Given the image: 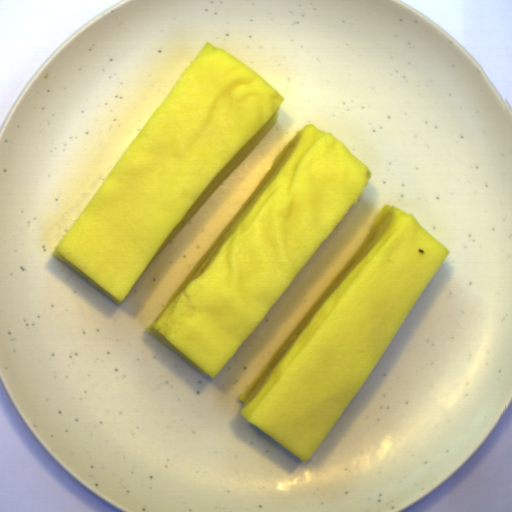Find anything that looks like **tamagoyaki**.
<instances>
[{"instance_id": "81b7327e", "label": "tamagoyaki", "mask_w": 512, "mask_h": 512, "mask_svg": "<svg viewBox=\"0 0 512 512\" xmlns=\"http://www.w3.org/2000/svg\"><path fill=\"white\" fill-rule=\"evenodd\" d=\"M285 97L204 43L52 255L117 304L277 124Z\"/></svg>"}, {"instance_id": "833754b4", "label": "tamagoyaki", "mask_w": 512, "mask_h": 512, "mask_svg": "<svg viewBox=\"0 0 512 512\" xmlns=\"http://www.w3.org/2000/svg\"><path fill=\"white\" fill-rule=\"evenodd\" d=\"M371 176L342 140L307 124L144 330L214 380Z\"/></svg>"}, {"instance_id": "9680ed9f", "label": "tamagoyaki", "mask_w": 512, "mask_h": 512, "mask_svg": "<svg viewBox=\"0 0 512 512\" xmlns=\"http://www.w3.org/2000/svg\"><path fill=\"white\" fill-rule=\"evenodd\" d=\"M449 252L412 212L385 204L364 243L238 396L245 421L306 463Z\"/></svg>"}]
</instances>
